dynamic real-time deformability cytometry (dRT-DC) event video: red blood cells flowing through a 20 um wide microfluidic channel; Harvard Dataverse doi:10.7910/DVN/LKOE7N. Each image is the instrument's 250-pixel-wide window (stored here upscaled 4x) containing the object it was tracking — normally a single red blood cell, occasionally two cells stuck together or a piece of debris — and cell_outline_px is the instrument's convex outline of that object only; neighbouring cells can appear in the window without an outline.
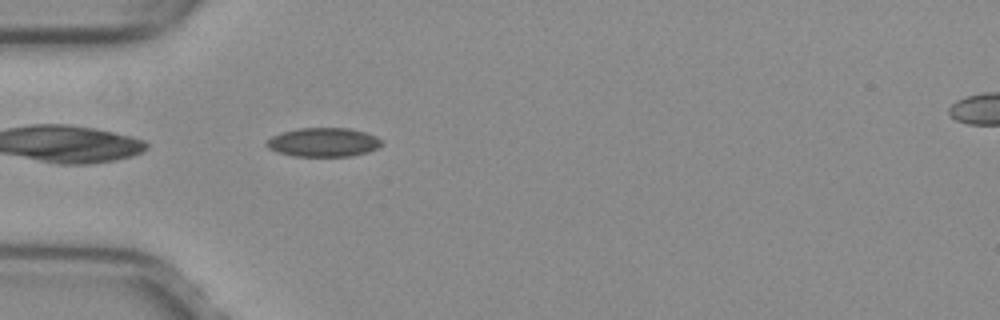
{"species": "common noctule bat (a hibernating species)", "species_latin": "Nyctalus noctula", "temperature_condition": "warm", "stored_images_in_passage": 37, "camera_frame_rate_fps": 3000, "um_per_image_px": 0.085, "animal": {"sex": "female", "body_mass_g": 29.2, "forearm_length_mm": 56.3}, "frame": {"image": 1, "passage_image": 1, "time_ms": 0.0, "image_size_px": [1000, 320], "cell_outline_px": [[384, 144], [368, 152], [348, 156], [296, 156], [280, 152], [268, 148], [264, 144], [272, 136], [296, 128], [348, 128], [364, 132], [376, 136]], "centroid_in_image_um": [27.5, 12.09], "position_along_channel_um": 57.5, "area_um2": 19.19}}
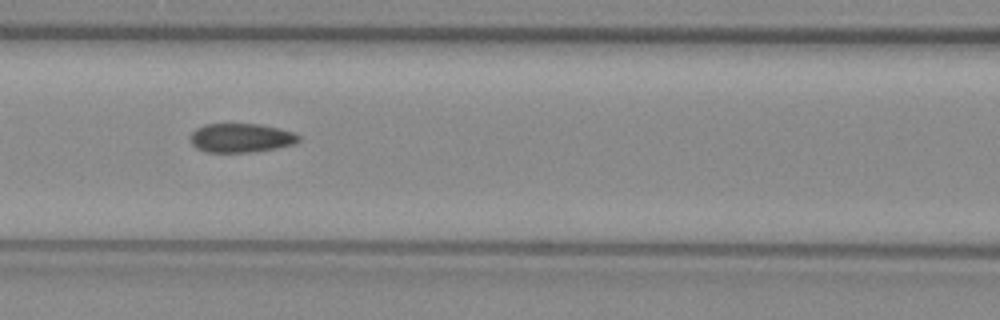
{"frame": {"image": 2, "passage_image": 8, "time_ms": 2.333, "image_size_px": [1000, 320], "cell_outline_px": [[300, 140], [296, 144], [276, 148], [252, 152], [208, 152], [196, 148], [192, 144], [192, 132], [196, 128], [204, 124], [260, 124], [280, 128], [292, 132], [300, 136]], "centroid_in_image_um": [20.52, 11.72], "position_along_channel_um": 146.1, "area_um2": 18.32}}
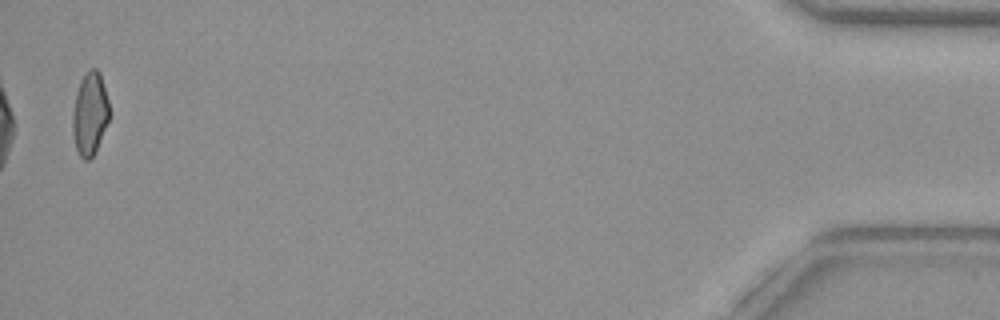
{"frame": {"image": 3, "passage_image": 36, "time_ms": 11.667, "image_size_px": [1000, 320], "cell_outline_px": [[108, 120], [96, 148], [92, 156], [88, 160], [84, 160], [80, 156], [76, 148], [72, 132], [72, 116], [76, 92], [80, 80], [88, 68], [96, 68], [100, 72], [108, 100]], "centroid_in_image_um": [7.61, 9.62], "position_along_channel_um": 427.6, "area_um2": 17.51}, "authors_computed_cell_mechanics": {"area_um2": 18.496, "velocity_mm_per_s": 4.0295, "shape_relaxation_time_tau1_ms": null, "shape_relaxation_time_tau2_ms": 0.9563, "deformation_change_tau1": null, "deformation_change_tau2": 0.0548}}